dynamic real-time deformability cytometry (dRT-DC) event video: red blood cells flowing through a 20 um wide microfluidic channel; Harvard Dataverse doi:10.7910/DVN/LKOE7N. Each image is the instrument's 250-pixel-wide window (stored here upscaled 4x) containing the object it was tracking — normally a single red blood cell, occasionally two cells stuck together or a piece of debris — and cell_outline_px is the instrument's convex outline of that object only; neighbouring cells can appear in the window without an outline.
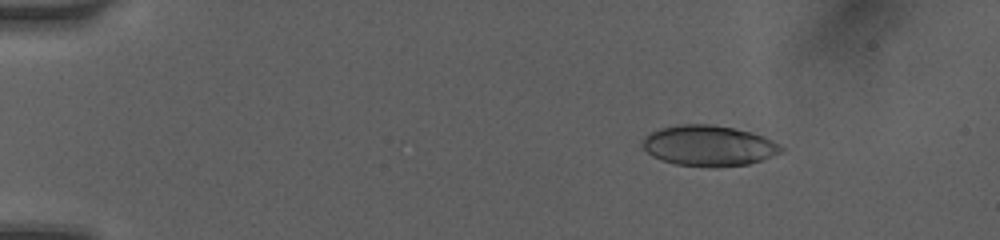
{"species": "human", "species_latin": "Homo sapiens", "temperature_condition": "room temperature", "stored_images_in_passage": 27, "camera_frame_rate_fps": 3000, "um_per_image_px": 0.085, "donor": {"sex": "female"}, "frame": {"image": 1, "passage_image": 7, "time_ms": 2.333, "image_size_px": [1000, 240], "cell_outline_px": [[784, 152], [748, 164], [716, 168], [712, 168], [676, 164], [660, 160], [652, 156], [640, 144], [644, 136], [648, 132], [660, 128], [680, 124], [712, 124], [752, 132], [764, 136], [772, 140], [784, 148]], "centroid_in_image_um": [60.22, 12.39], "position_along_channel_um": 24.8, "area_um2": 33.23}}
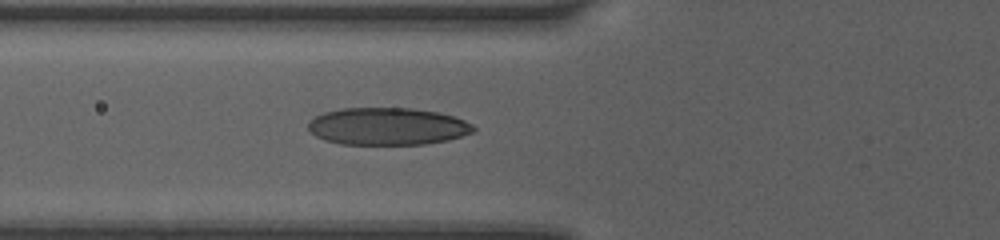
{"frame": {"image": 2, "passage_image": 19, "time_ms": 6.333, "image_size_px": [1000, 240], "cell_outline_px": [[476, 132], [448, 140], [424, 144], [340, 144], [324, 140], [316, 136], [308, 128], [308, 120], [324, 112], [340, 108], [412, 108], [440, 112], [464, 120], [472, 124], [476, 128]], "centroid_in_image_um": [32.95, 10.73], "position_along_channel_um": 92.9, "area_um2": 36.18}}
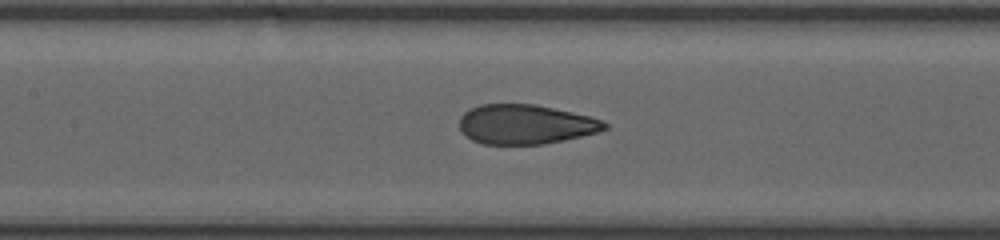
{"frame": {"image": 3, "passage_image": 24, "time_ms": 8.0, "image_size_px": [1000, 240], "cell_outline_px": [[608, 128], [596, 132], [564, 140], [544, 144], [484, 144], [472, 140], [464, 136], [460, 132], [460, 116], [464, 112], [480, 104], [536, 104], [592, 116], [608, 124]], "centroid_in_image_um": [44.65, 10.56], "position_along_channel_um": 162.8, "area_um2": 33.58}}